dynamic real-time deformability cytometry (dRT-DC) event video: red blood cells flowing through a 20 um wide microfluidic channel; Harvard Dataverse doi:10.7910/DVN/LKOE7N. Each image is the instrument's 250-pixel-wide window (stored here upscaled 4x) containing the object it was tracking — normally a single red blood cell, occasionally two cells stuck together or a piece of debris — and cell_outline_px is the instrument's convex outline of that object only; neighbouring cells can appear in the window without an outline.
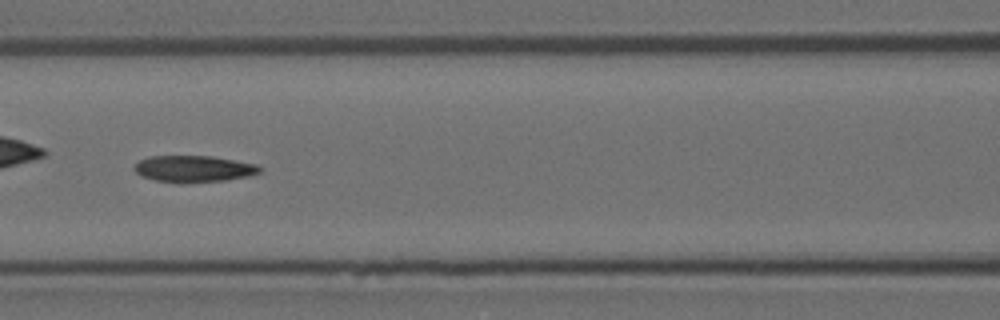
{"species": "Egyptian fruit bat (a non-hibernating species)", "species_latin": "Rousettus aegyptiacus", "temperature_condition": "room temperature", "stored_images_in_passage": 53, "camera_frame_rate_fps": 3000, "um_per_image_px": 0.085, "animal": {"sex": "female"}, "frame": {"image": 1, "passage_image": 23, "time_ms": 7.333, "image_size_px": [1000, 320], "cell_outline_px": [[260, 172], [248, 176], [228, 180], [180, 184], [156, 180], [140, 176], [132, 168], [140, 160], [148, 156], [212, 156], [256, 164], [260, 168]], "centroid_in_image_um": [16.43, 14.36], "position_along_channel_um": 150.2, "area_um2": 19.59}}
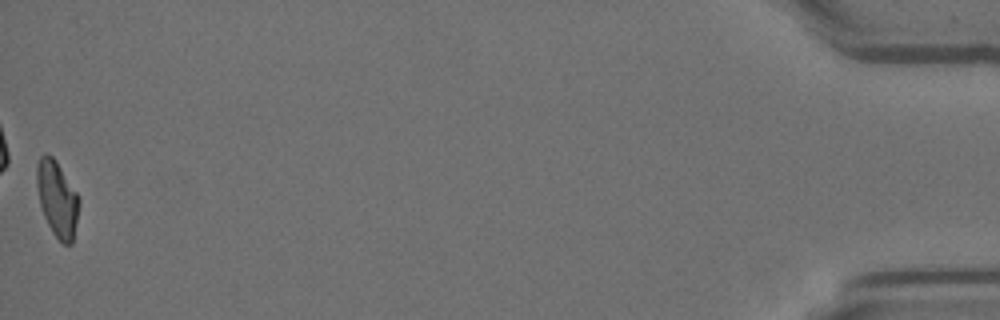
{"frame": {"image": 2, "passage_image": 53, "time_ms": 17.333, "image_size_px": [1000, 320], "cell_outline_px": [[80, 204], [72, 244], [64, 244], [52, 232], [44, 216], [40, 204], [36, 184], [36, 164], [40, 156], [44, 152], [48, 152], [56, 160], [76, 192], [80, 200]], "centroid_in_image_um": [4.85, 16.86], "position_along_channel_um": 430.4, "area_um2": 18.73}}